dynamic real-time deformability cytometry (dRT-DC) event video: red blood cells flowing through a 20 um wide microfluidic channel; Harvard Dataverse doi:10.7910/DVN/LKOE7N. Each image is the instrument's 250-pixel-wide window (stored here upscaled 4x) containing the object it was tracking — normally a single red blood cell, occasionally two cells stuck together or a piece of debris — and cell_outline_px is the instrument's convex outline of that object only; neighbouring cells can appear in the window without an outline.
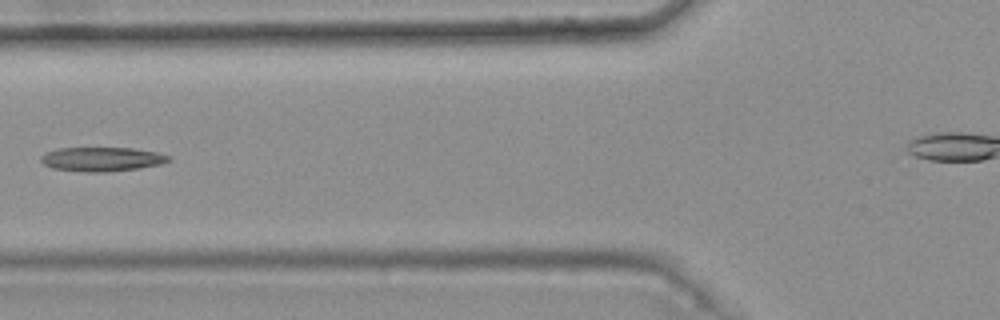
{"species": "common noctule bat (a hibernating species)", "species_latin": "Nyctalus noctula", "temperature_condition": "warm", "stored_images_in_passage": 6, "camera_frame_rate_fps": 3000, "um_per_image_px": 0.085, "animal": {"sex": "female", "body_mass_g": 25.1}, "frame": {"image": 1, "passage_image": 5, "time_ms": 1.333, "image_size_px": [1000, 320], "cell_outline_px": [[172, 160], [160, 164], [140, 168], [104, 172], [88, 172], [52, 168], [44, 164], [40, 160], [40, 156], [56, 148], [132, 148], [156, 152], [172, 156]], "centroid_in_image_um": [8.68, 13.53], "position_along_channel_um": 117.1, "area_um2": 17.98}}
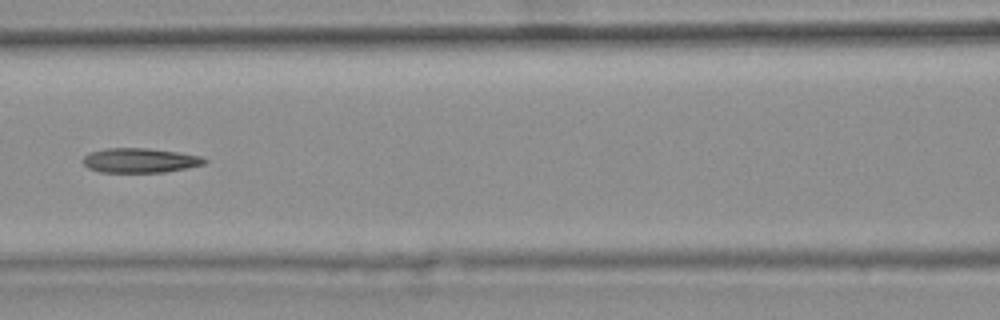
{"frame": {"image": 2, "passage_image": 6, "time_ms": 1.667, "image_size_px": [1000, 320], "cell_outline_px": [[208, 160], [204, 164], [188, 168], [164, 172], [100, 172], [88, 168], [84, 164], [84, 156], [88, 152], [108, 148], [148, 148], [180, 152], [200, 156]], "centroid_in_image_um": [11.91, 13.63], "position_along_channel_um": 154.7, "area_um2": 17.46}}